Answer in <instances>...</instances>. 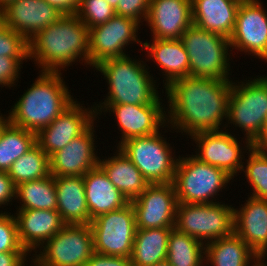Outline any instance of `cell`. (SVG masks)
<instances>
[{
	"label": "cell",
	"instance_id": "6da1fadb",
	"mask_svg": "<svg viewBox=\"0 0 267 266\" xmlns=\"http://www.w3.org/2000/svg\"><path fill=\"white\" fill-rule=\"evenodd\" d=\"M232 82L192 76L172 82L164 89L169 103L167 130L190 137L225 129Z\"/></svg>",
	"mask_w": 267,
	"mask_h": 266
},
{
	"label": "cell",
	"instance_id": "7a4b0ae2",
	"mask_svg": "<svg viewBox=\"0 0 267 266\" xmlns=\"http://www.w3.org/2000/svg\"><path fill=\"white\" fill-rule=\"evenodd\" d=\"M28 44L29 61L33 60L39 71L61 72L77 61L89 65V28L76 14L63 15Z\"/></svg>",
	"mask_w": 267,
	"mask_h": 266
},
{
	"label": "cell",
	"instance_id": "3957f363",
	"mask_svg": "<svg viewBox=\"0 0 267 266\" xmlns=\"http://www.w3.org/2000/svg\"><path fill=\"white\" fill-rule=\"evenodd\" d=\"M30 88L7 111L8 121L37 133L52 123L74 101L61 72L39 71Z\"/></svg>",
	"mask_w": 267,
	"mask_h": 266
},
{
	"label": "cell",
	"instance_id": "277c9868",
	"mask_svg": "<svg viewBox=\"0 0 267 266\" xmlns=\"http://www.w3.org/2000/svg\"><path fill=\"white\" fill-rule=\"evenodd\" d=\"M138 59H132L129 55L109 58L94 67L109 85L104 102L94 105L162 104L164 100L159 96L157 80L148 71L149 66Z\"/></svg>",
	"mask_w": 267,
	"mask_h": 266
},
{
	"label": "cell",
	"instance_id": "5b68a950",
	"mask_svg": "<svg viewBox=\"0 0 267 266\" xmlns=\"http://www.w3.org/2000/svg\"><path fill=\"white\" fill-rule=\"evenodd\" d=\"M180 40L188 54L190 76L233 81L229 38L192 24Z\"/></svg>",
	"mask_w": 267,
	"mask_h": 266
},
{
	"label": "cell",
	"instance_id": "8992f818",
	"mask_svg": "<svg viewBox=\"0 0 267 266\" xmlns=\"http://www.w3.org/2000/svg\"><path fill=\"white\" fill-rule=\"evenodd\" d=\"M257 77L232 82L224 124L227 131L230 124L237 126L252 144L260 137L267 114V76Z\"/></svg>",
	"mask_w": 267,
	"mask_h": 266
},
{
	"label": "cell",
	"instance_id": "52a82bcc",
	"mask_svg": "<svg viewBox=\"0 0 267 266\" xmlns=\"http://www.w3.org/2000/svg\"><path fill=\"white\" fill-rule=\"evenodd\" d=\"M186 156L179 155L172 182L178 203L219 202L216 201L219 195L217 193L222 192L223 188L226 189L228 183L230 184L234 178L223 169L201 162L193 154L189 156L186 154Z\"/></svg>",
	"mask_w": 267,
	"mask_h": 266
},
{
	"label": "cell",
	"instance_id": "ba28073f",
	"mask_svg": "<svg viewBox=\"0 0 267 266\" xmlns=\"http://www.w3.org/2000/svg\"><path fill=\"white\" fill-rule=\"evenodd\" d=\"M161 132L144 137H133L118 148L140 170L149 184L172 183L179 159ZM176 155V156H175Z\"/></svg>",
	"mask_w": 267,
	"mask_h": 266
},
{
	"label": "cell",
	"instance_id": "9c48e42d",
	"mask_svg": "<svg viewBox=\"0 0 267 266\" xmlns=\"http://www.w3.org/2000/svg\"><path fill=\"white\" fill-rule=\"evenodd\" d=\"M234 207L225 202L178 203L175 228L203 244L230 236L234 233Z\"/></svg>",
	"mask_w": 267,
	"mask_h": 266
},
{
	"label": "cell",
	"instance_id": "30bf717a",
	"mask_svg": "<svg viewBox=\"0 0 267 266\" xmlns=\"http://www.w3.org/2000/svg\"><path fill=\"white\" fill-rule=\"evenodd\" d=\"M35 253L30 257L31 266H85L94 253L91 227L66 224Z\"/></svg>",
	"mask_w": 267,
	"mask_h": 266
},
{
	"label": "cell",
	"instance_id": "8fae6325",
	"mask_svg": "<svg viewBox=\"0 0 267 266\" xmlns=\"http://www.w3.org/2000/svg\"><path fill=\"white\" fill-rule=\"evenodd\" d=\"M89 225L95 253L131 257L137 230L135 211L131 202L121 209L97 216Z\"/></svg>",
	"mask_w": 267,
	"mask_h": 266
},
{
	"label": "cell",
	"instance_id": "7c38bea8",
	"mask_svg": "<svg viewBox=\"0 0 267 266\" xmlns=\"http://www.w3.org/2000/svg\"><path fill=\"white\" fill-rule=\"evenodd\" d=\"M141 25L132 18L115 15L106 23L89 28V67L129 55L126 47L134 42L143 46L137 35Z\"/></svg>",
	"mask_w": 267,
	"mask_h": 266
},
{
	"label": "cell",
	"instance_id": "4fadbf2b",
	"mask_svg": "<svg viewBox=\"0 0 267 266\" xmlns=\"http://www.w3.org/2000/svg\"><path fill=\"white\" fill-rule=\"evenodd\" d=\"M234 135V136H233ZM235 134L226 130L199 132L191 135L195 144V157L201 162L216 166L226 171L230 176L235 178L242 169L245 156L253 144L246 138H241L244 146L238 141ZM240 143V144H239ZM245 150V152L243 151ZM244 153V154H243Z\"/></svg>",
	"mask_w": 267,
	"mask_h": 266
},
{
	"label": "cell",
	"instance_id": "5bb4252c",
	"mask_svg": "<svg viewBox=\"0 0 267 266\" xmlns=\"http://www.w3.org/2000/svg\"><path fill=\"white\" fill-rule=\"evenodd\" d=\"M96 117L99 120L105 112L113 113L116 117L118 130L121 138L117 145L119 147L126 140L133 137H144L156 134L161 128L167 127V112L164 104H140V105H93ZM164 106V107H163Z\"/></svg>",
	"mask_w": 267,
	"mask_h": 266
},
{
	"label": "cell",
	"instance_id": "9a60e30c",
	"mask_svg": "<svg viewBox=\"0 0 267 266\" xmlns=\"http://www.w3.org/2000/svg\"><path fill=\"white\" fill-rule=\"evenodd\" d=\"M260 0H242L234 31L229 38L232 50L248 53L267 62V10Z\"/></svg>",
	"mask_w": 267,
	"mask_h": 266
},
{
	"label": "cell",
	"instance_id": "2e32d148",
	"mask_svg": "<svg viewBox=\"0 0 267 266\" xmlns=\"http://www.w3.org/2000/svg\"><path fill=\"white\" fill-rule=\"evenodd\" d=\"M130 202L135 211L137 229L175 227L178 201L173 183L150 184Z\"/></svg>",
	"mask_w": 267,
	"mask_h": 266
},
{
	"label": "cell",
	"instance_id": "e0dca14e",
	"mask_svg": "<svg viewBox=\"0 0 267 266\" xmlns=\"http://www.w3.org/2000/svg\"><path fill=\"white\" fill-rule=\"evenodd\" d=\"M80 103L76 99L52 123L36 133V144L49 157L83 134L97 119L94 106L86 108Z\"/></svg>",
	"mask_w": 267,
	"mask_h": 266
},
{
	"label": "cell",
	"instance_id": "ac0fdd59",
	"mask_svg": "<svg viewBox=\"0 0 267 266\" xmlns=\"http://www.w3.org/2000/svg\"><path fill=\"white\" fill-rule=\"evenodd\" d=\"M95 122L80 136L49 157L50 174L54 177L84 176L99 164L94 143ZM95 126V127H94Z\"/></svg>",
	"mask_w": 267,
	"mask_h": 266
},
{
	"label": "cell",
	"instance_id": "d6986e66",
	"mask_svg": "<svg viewBox=\"0 0 267 266\" xmlns=\"http://www.w3.org/2000/svg\"><path fill=\"white\" fill-rule=\"evenodd\" d=\"M146 23L152 38L180 40L193 24L191 0H150Z\"/></svg>",
	"mask_w": 267,
	"mask_h": 266
},
{
	"label": "cell",
	"instance_id": "ffe728a7",
	"mask_svg": "<svg viewBox=\"0 0 267 266\" xmlns=\"http://www.w3.org/2000/svg\"><path fill=\"white\" fill-rule=\"evenodd\" d=\"M3 10L6 26L28 41L37 32L44 30L63 16L46 0H16Z\"/></svg>",
	"mask_w": 267,
	"mask_h": 266
},
{
	"label": "cell",
	"instance_id": "44dd1931",
	"mask_svg": "<svg viewBox=\"0 0 267 266\" xmlns=\"http://www.w3.org/2000/svg\"><path fill=\"white\" fill-rule=\"evenodd\" d=\"M14 214L21 246L31 255L63 229L66 223L57 210L26 209Z\"/></svg>",
	"mask_w": 267,
	"mask_h": 266
},
{
	"label": "cell",
	"instance_id": "7402d4cb",
	"mask_svg": "<svg viewBox=\"0 0 267 266\" xmlns=\"http://www.w3.org/2000/svg\"><path fill=\"white\" fill-rule=\"evenodd\" d=\"M248 196L244 206L234 208V233L258 257L267 256V200Z\"/></svg>",
	"mask_w": 267,
	"mask_h": 266
},
{
	"label": "cell",
	"instance_id": "603a6c76",
	"mask_svg": "<svg viewBox=\"0 0 267 266\" xmlns=\"http://www.w3.org/2000/svg\"><path fill=\"white\" fill-rule=\"evenodd\" d=\"M151 41H144L141 49H145L146 56L161 68L164 88L190 76L189 58L181 40L152 38Z\"/></svg>",
	"mask_w": 267,
	"mask_h": 266
},
{
	"label": "cell",
	"instance_id": "cb8c5ba5",
	"mask_svg": "<svg viewBox=\"0 0 267 266\" xmlns=\"http://www.w3.org/2000/svg\"><path fill=\"white\" fill-rule=\"evenodd\" d=\"M242 0H191L192 23L230 38Z\"/></svg>",
	"mask_w": 267,
	"mask_h": 266
},
{
	"label": "cell",
	"instance_id": "d4e9b609",
	"mask_svg": "<svg viewBox=\"0 0 267 266\" xmlns=\"http://www.w3.org/2000/svg\"><path fill=\"white\" fill-rule=\"evenodd\" d=\"M86 203L90 219L121 209L130 201L111 183L106 173L98 165L84 176Z\"/></svg>",
	"mask_w": 267,
	"mask_h": 266
},
{
	"label": "cell",
	"instance_id": "484cf974",
	"mask_svg": "<svg viewBox=\"0 0 267 266\" xmlns=\"http://www.w3.org/2000/svg\"><path fill=\"white\" fill-rule=\"evenodd\" d=\"M57 211L66 224H90L83 176L54 177Z\"/></svg>",
	"mask_w": 267,
	"mask_h": 266
},
{
	"label": "cell",
	"instance_id": "4316f807",
	"mask_svg": "<svg viewBox=\"0 0 267 266\" xmlns=\"http://www.w3.org/2000/svg\"><path fill=\"white\" fill-rule=\"evenodd\" d=\"M114 156L99 159V166L111 183L129 200H133L150 185L140 170L117 147Z\"/></svg>",
	"mask_w": 267,
	"mask_h": 266
},
{
	"label": "cell",
	"instance_id": "83f0119b",
	"mask_svg": "<svg viewBox=\"0 0 267 266\" xmlns=\"http://www.w3.org/2000/svg\"><path fill=\"white\" fill-rule=\"evenodd\" d=\"M259 257L235 233L205 244V265L251 266Z\"/></svg>",
	"mask_w": 267,
	"mask_h": 266
},
{
	"label": "cell",
	"instance_id": "f1b7e54d",
	"mask_svg": "<svg viewBox=\"0 0 267 266\" xmlns=\"http://www.w3.org/2000/svg\"><path fill=\"white\" fill-rule=\"evenodd\" d=\"M172 229H137L130 257L132 266H152L165 261Z\"/></svg>",
	"mask_w": 267,
	"mask_h": 266
},
{
	"label": "cell",
	"instance_id": "f546056e",
	"mask_svg": "<svg viewBox=\"0 0 267 266\" xmlns=\"http://www.w3.org/2000/svg\"><path fill=\"white\" fill-rule=\"evenodd\" d=\"M16 199L20 201L18 210H57V194L54 176L32 180L16 186Z\"/></svg>",
	"mask_w": 267,
	"mask_h": 266
},
{
	"label": "cell",
	"instance_id": "4dcf8cb0",
	"mask_svg": "<svg viewBox=\"0 0 267 266\" xmlns=\"http://www.w3.org/2000/svg\"><path fill=\"white\" fill-rule=\"evenodd\" d=\"M35 145V132L8 121L0 132V171L8 172L11 165Z\"/></svg>",
	"mask_w": 267,
	"mask_h": 266
},
{
	"label": "cell",
	"instance_id": "1f68e13d",
	"mask_svg": "<svg viewBox=\"0 0 267 266\" xmlns=\"http://www.w3.org/2000/svg\"><path fill=\"white\" fill-rule=\"evenodd\" d=\"M166 260L172 266H204L205 244L174 227L168 239Z\"/></svg>",
	"mask_w": 267,
	"mask_h": 266
},
{
	"label": "cell",
	"instance_id": "d6a6232c",
	"mask_svg": "<svg viewBox=\"0 0 267 266\" xmlns=\"http://www.w3.org/2000/svg\"><path fill=\"white\" fill-rule=\"evenodd\" d=\"M8 175L15 186L45 178L51 175L49 156L36 144L11 165Z\"/></svg>",
	"mask_w": 267,
	"mask_h": 266
},
{
	"label": "cell",
	"instance_id": "836d02e7",
	"mask_svg": "<svg viewBox=\"0 0 267 266\" xmlns=\"http://www.w3.org/2000/svg\"><path fill=\"white\" fill-rule=\"evenodd\" d=\"M247 154L241 171L252 187L250 196L267 200V147L252 146Z\"/></svg>",
	"mask_w": 267,
	"mask_h": 266
},
{
	"label": "cell",
	"instance_id": "e575fe53",
	"mask_svg": "<svg viewBox=\"0 0 267 266\" xmlns=\"http://www.w3.org/2000/svg\"><path fill=\"white\" fill-rule=\"evenodd\" d=\"M76 15L88 28H92L106 23L116 12L105 0H81Z\"/></svg>",
	"mask_w": 267,
	"mask_h": 266
},
{
	"label": "cell",
	"instance_id": "d590c367",
	"mask_svg": "<svg viewBox=\"0 0 267 266\" xmlns=\"http://www.w3.org/2000/svg\"><path fill=\"white\" fill-rule=\"evenodd\" d=\"M0 56L16 58L21 64L29 59L28 40L5 26L0 31Z\"/></svg>",
	"mask_w": 267,
	"mask_h": 266
},
{
	"label": "cell",
	"instance_id": "8d00e7d4",
	"mask_svg": "<svg viewBox=\"0 0 267 266\" xmlns=\"http://www.w3.org/2000/svg\"><path fill=\"white\" fill-rule=\"evenodd\" d=\"M0 210V252H27L20 244L14 215Z\"/></svg>",
	"mask_w": 267,
	"mask_h": 266
},
{
	"label": "cell",
	"instance_id": "74e56055",
	"mask_svg": "<svg viewBox=\"0 0 267 266\" xmlns=\"http://www.w3.org/2000/svg\"><path fill=\"white\" fill-rule=\"evenodd\" d=\"M150 0H119L116 15L129 17L142 23L146 21Z\"/></svg>",
	"mask_w": 267,
	"mask_h": 266
},
{
	"label": "cell",
	"instance_id": "f35d334b",
	"mask_svg": "<svg viewBox=\"0 0 267 266\" xmlns=\"http://www.w3.org/2000/svg\"><path fill=\"white\" fill-rule=\"evenodd\" d=\"M23 66L21 63L13 57L0 56V87L4 86L9 89L16 86V82H19L20 69Z\"/></svg>",
	"mask_w": 267,
	"mask_h": 266
},
{
	"label": "cell",
	"instance_id": "ab89813d",
	"mask_svg": "<svg viewBox=\"0 0 267 266\" xmlns=\"http://www.w3.org/2000/svg\"><path fill=\"white\" fill-rule=\"evenodd\" d=\"M85 266H132L131 259L93 253Z\"/></svg>",
	"mask_w": 267,
	"mask_h": 266
},
{
	"label": "cell",
	"instance_id": "60d3db41",
	"mask_svg": "<svg viewBox=\"0 0 267 266\" xmlns=\"http://www.w3.org/2000/svg\"><path fill=\"white\" fill-rule=\"evenodd\" d=\"M16 199V186L11 180L8 172L0 171V207L10 205L12 200Z\"/></svg>",
	"mask_w": 267,
	"mask_h": 266
},
{
	"label": "cell",
	"instance_id": "b9f144b4",
	"mask_svg": "<svg viewBox=\"0 0 267 266\" xmlns=\"http://www.w3.org/2000/svg\"><path fill=\"white\" fill-rule=\"evenodd\" d=\"M28 252H0V266H25ZM28 256V258H27Z\"/></svg>",
	"mask_w": 267,
	"mask_h": 266
},
{
	"label": "cell",
	"instance_id": "7bdbcfd3",
	"mask_svg": "<svg viewBox=\"0 0 267 266\" xmlns=\"http://www.w3.org/2000/svg\"><path fill=\"white\" fill-rule=\"evenodd\" d=\"M63 15L77 14L81 0H46Z\"/></svg>",
	"mask_w": 267,
	"mask_h": 266
},
{
	"label": "cell",
	"instance_id": "ee69618b",
	"mask_svg": "<svg viewBox=\"0 0 267 266\" xmlns=\"http://www.w3.org/2000/svg\"><path fill=\"white\" fill-rule=\"evenodd\" d=\"M256 147H267V114L260 137L253 143Z\"/></svg>",
	"mask_w": 267,
	"mask_h": 266
},
{
	"label": "cell",
	"instance_id": "f6af8a7d",
	"mask_svg": "<svg viewBox=\"0 0 267 266\" xmlns=\"http://www.w3.org/2000/svg\"><path fill=\"white\" fill-rule=\"evenodd\" d=\"M266 257H259L251 266H267ZM265 260V261H264Z\"/></svg>",
	"mask_w": 267,
	"mask_h": 266
},
{
	"label": "cell",
	"instance_id": "bcb514c9",
	"mask_svg": "<svg viewBox=\"0 0 267 266\" xmlns=\"http://www.w3.org/2000/svg\"><path fill=\"white\" fill-rule=\"evenodd\" d=\"M6 26L5 13L3 9H0V31Z\"/></svg>",
	"mask_w": 267,
	"mask_h": 266
},
{
	"label": "cell",
	"instance_id": "7dc6e473",
	"mask_svg": "<svg viewBox=\"0 0 267 266\" xmlns=\"http://www.w3.org/2000/svg\"><path fill=\"white\" fill-rule=\"evenodd\" d=\"M1 113V112H0ZM8 122V114L3 115L2 113L0 114V132L2 130V128L5 126V124Z\"/></svg>",
	"mask_w": 267,
	"mask_h": 266
},
{
	"label": "cell",
	"instance_id": "c3c4849f",
	"mask_svg": "<svg viewBox=\"0 0 267 266\" xmlns=\"http://www.w3.org/2000/svg\"><path fill=\"white\" fill-rule=\"evenodd\" d=\"M15 1L16 0H0V9L6 8L9 4Z\"/></svg>",
	"mask_w": 267,
	"mask_h": 266
},
{
	"label": "cell",
	"instance_id": "681fc988",
	"mask_svg": "<svg viewBox=\"0 0 267 266\" xmlns=\"http://www.w3.org/2000/svg\"><path fill=\"white\" fill-rule=\"evenodd\" d=\"M114 9L117 7L119 0H105Z\"/></svg>",
	"mask_w": 267,
	"mask_h": 266
},
{
	"label": "cell",
	"instance_id": "f907efd6",
	"mask_svg": "<svg viewBox=\"0 0 267 266\" xmlns=\"http://www.w3.org/2000/svg\"><path fill=\"white\" fill-rule=\"evenodd\" d=\"M152 266H172V265L167 260H165L163 262L156 263Z\"/></svg>",
	"mask_w": 267,
	"mask_h": 266
}]
</instances>
